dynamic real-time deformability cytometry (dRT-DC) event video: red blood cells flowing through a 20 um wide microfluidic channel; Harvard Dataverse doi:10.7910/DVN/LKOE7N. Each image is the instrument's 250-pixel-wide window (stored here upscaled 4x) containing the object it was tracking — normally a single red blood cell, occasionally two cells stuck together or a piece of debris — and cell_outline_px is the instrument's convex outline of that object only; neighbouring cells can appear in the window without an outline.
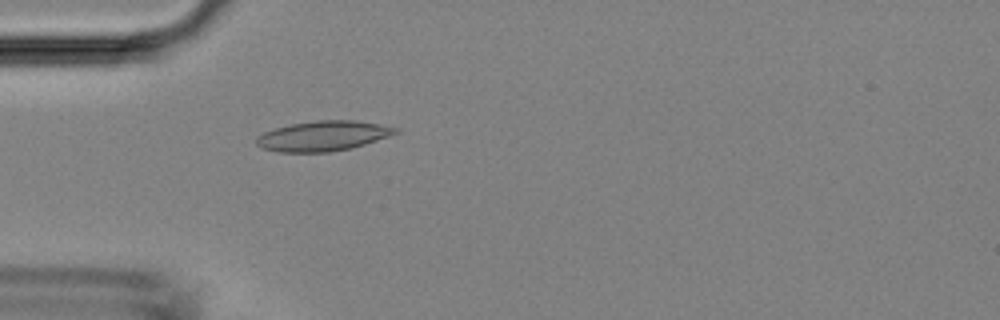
{"species": "Egyptian fruit bat (a non-hibernating species)", "species_latin": "Rousettus aegyptiacus", "temperature_condition": "room temperature", "stored_images_in_passage": 41, "camera_frame_rate_fps": 3000, "um_per_image_px": 0.085, "animal": {"sex": "female"}, "frame": {"image": 1, "passage_image": 8, "time_ms": 2.333, "image_size_px": [1000, 320], "cell_outline_px": [[400, 132], [352, 148], [332, 152], [280, 152], [264, 148], [256, 144], [256, 136], [264, 132], [276, 128], [292, 124], [316, 120], [356, 120], [380, 124], [400, 128]], "centroid_in_image_um": [27.49, 11.55], "position_along_channel_um": 57.5, "area_um2": 24.33}}
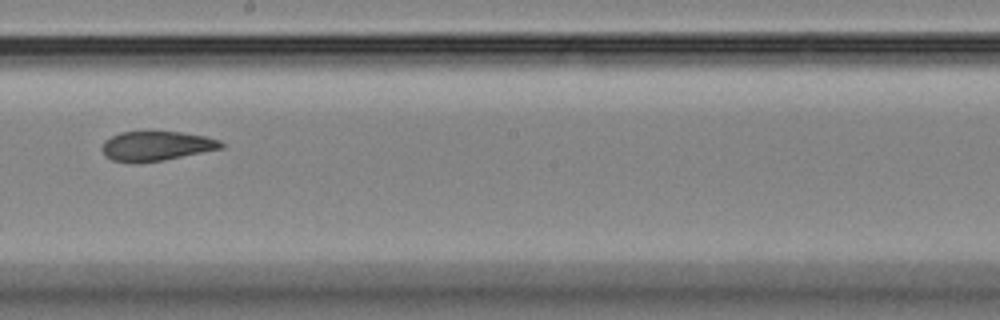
{"frame": {"image": 2, "passage_image": 21, "time_ms": 6.667, "image_size_px": [1000, 320], "cell_outline_px": [[224, 148], [164, 160], [112, 160], [104, 156], [100, 148], [104, 140], [120, 132], [180, 132], [204, 136], [220, 140], [224, 144]], "centroid_in_image_um": [13.31, 12.38], "position_along_channel_um": 234.9, "area_um2": 20.0}}
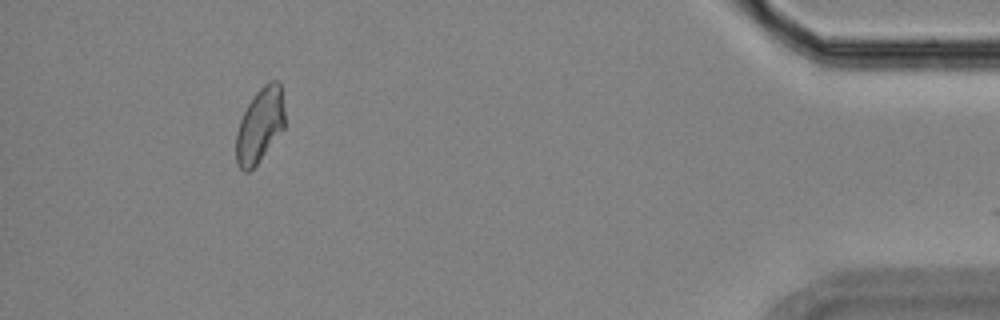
{"frame": {"image": 3, "passage_image": 38, "time_ms": 12.333, "image_size_px": [1000, 320], "cell_outline_px": [[284, 128], [256, 164], [248, 172], [244, 172], [236, 164], [236, 132], [240, 120], [248, 104], [256, 92], [264, 84], [272, 80], [280, 80], [284, 108]], "centroid_in_image_um": [22.08, 10.63], "position_along_channel_um": 413.1, "area_um2": 20.98}}